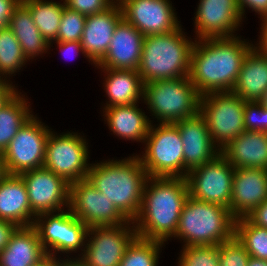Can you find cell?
<instances>
[{
    "mask_svg": "<svg viewBox=\"0 0 267 266\" xmlns=\"http://www.w3.org/2000/svg\"><path fill=\"white\" fill-rule=\"evenodd\" d=\"M136 237L134 223L130 220L118 226L90 227L81 258L88 266H119Z\"/></svg>",
    "mask_w": 267,
    "mask_h": 266,
    "instance_id": "cell-13",
    "label": "cell"
},
{
    "mask_svg": "<svg viewBox=\"0 0 267 266\" xmlns=\"http://www.w3.org/2000/svg\"><path fill=\"white\" fill-rule=\"evenodd\" d=\"M138 107L134 103L103 108L109 130L121 139L144 143L152 120Z\"/></svg>",
    "mask_w": 267,
    "mask_h": 266,
    "instance_id": "cell-24",
    "label": "cell"
},
{
    "mask_svg": "<svg viewBox=\"0 0 267 266\" xmlns=\"http://www.w3.org/2000/svg\"><path fill=\"white\" fill-rule=\"evenodd\" d=\"M18 227L13 222L0 219V252L6 248L11 236Z\"/></svg>",
    "mask_w": 267,
    "mask_h": 266,
    "instance_id": "cell-42",
    "label": "cell"
},
{
    "mask_svg": "<svg viewBox=\"0 0 267 266\" xmlns=\"http://www.w3.org/2000/svg\"><path fill=\"white\" fill-rule=\"evenodd\" d=\"M19 175L26 185L28 201L35 217L68 209L70 184L63 177L44 167Z\"/></svg>",
    "mask_w": 267,
    "mask_h": 266,
    "instance_id": "cell-15",
    "label": "cell"
},
{
    "mask_svg": "<svg viewBox=\"0 0 267 266\" xmlns=\"http://www.w3.org/2000/svg\"><path fill=\"white\" fill-rule=\"evenodd\" d=\"M60 266H88L81 257L73 258L71 259V257H67L66 258H61L60 259Z\"/></svg>",
    "mask_w": 267,
    "mask_h": 266,
    "instance_id": "cell-47",
    "label": "cell"
},
{
    "mask_svg": "<svg viewBox=\"0 0 267 266\" xmlns=\"http://www.w3.org/2000/svg\"><path fill=\"white\" fill-rule=\"evenodd\" d=\"M123 19L116 1L104 12L86 16L81 44L89 63L96 66L106 55L117 24Z\"/></svg>",
    "mask_w": 267,
    "mask_h": 266,
    "instance_id": "cell-21",
    "label": "cell"
},
{
    "mask_svg": "<svg viewBox=\"0 0 267 266\" xmlns=\"http://www.w3.org/2000/svg\"><path fill=\"white\" fill-rule=\"evenodd\" d=\"M174 124L180 131L183 143L184 178L191 170L212 161L221 153L200 113Z\"/></svg>",
    "mask_w": 267,
    "mask_h": 266,
    "instance_id": "cell-18",
    "label": "cell"
},
{
    "mask_svg": "<svg viewBox=\"0 0 267 266\" xmlns=\"http://www.w3.org/2000/svg\"><path fill=\"white\" fill-rule=\"evenodd\" d=\"M253 224L267 228V200L246 216Z\"/></svg>",
    "mask_w": 267,
    "mask_h": 266,
    "instance_id": "cell-41",
    "label": "cell"
},
{
    "mask_svg": "<svg viewBox=\"0 0 267 266\" xmlns=\"http://www.w3.org/2000/svg\"><path fill=\"white\" fill-rule=\"evenodd\" d=\"M18 92L13 82L0 79V108Z\"/></svg>",
    "mask_w": 267,
    "mask_h": 266,
    "instance_id": "cell-43",
    "label": "cell"
},
{
    "mask_svg": "<svg viewBox=\"0 0 267 266\" xmlns=\"http://www.w3.org/2000/svg\"><path fill=\"white\" fill-rule=\"evenodd\" d=\"M182 30L180 26L170 33L145 36L137 70L143 84L189 76L195 39L186 38Z\"/></svg>",
    "mask_w": 267,
    "mask_h": 266,
    "instance_id": "cell-4",
    "label": "cell"
},
{
    "mask_svg": "<svg viewBox=\"0 0 267 266\" xmlns=\"http://www.w3.org/2000/svg\"><path fill=\"white\" fill-rule=\"evenodd\" d=\"M259 33V43L257 42L255 47L267 57V20L262 21L261 30Z\"/></svg>",
    "mask_w": 267,
    "mask_h": 266,
    "instance_id": "cell-45",
    "label": "cell"
},
{
    "mask_svg": "<svg viewBox=\"0 0 267 266\" xmlns=\"http://www.w3.org/2000/svg\"><path fill=\"white\" fill-rule=\"evenodd\" d=\"M51 128L33 115L13 137L2 153L7 174H21L43 167L47 138Z\"/></svg>",
    "mask_w": 267,
    "mask_h": 266,
    "instance_id": "cell-11",
    "label": "cell"
},
{
    "mask_svg": "<svg viewBox=\"0 0 267 266\" xmlns=\"http://www.w3.org/2000/svg\"><path fill=\"white\" fill-rule=\"evenodd\" d=\"M247 266H267V260L257 259L250 256Z\"/></svg>",
    "mask_w": 267,
    "mask_h": 266,
    "instance_id": "cell-48",
    "label": "cell"
},
{
    "mask_svg": "<svg viewBox=\"0 0 267 266\" xmlns=\"http://www.w3.org/2000/svg\"><path fill=\"white\" fill-rule=\"evenodd\" d=\"M188 197L186 178L148 177L140 211L133 220L137 237L163 243L173 238Z\"/></svg>",
    "mask_w": 267,
    "mask_h": 266,
    "instance_id": "cell-2",
    "label": "cell"
},
{
    "mask_svg": "<svg viewBox=\"0 0 267 266\" xmlns=\"http://www.w3.org/2000/svg\"><path fill=\"white\" fill-rule=\"evenodd\" d=\"M6 174L5 169H4V164H3V157L2 154L0 153V180L2 177Z\"/></svg>",
    "mask_w": 267,
    "mask_h": 266,
    "instance_id": "cell-50",
    "label": "cell"
},
{
    "mask_svg": "<svg viewBox=\"0 0 267 266\" xmlns=\"http://www.w3.org/2000/svg\"><path fill=\"white\" fill-rule=\"evenodd\" d=\"M145 36L122 19L116 26L108 51L97 68L138 70Z\"/></svg>",
    "mask_w": 267,
    "mask_h": 266,
    "instance_id": "cell-20",
    "label": "cell"
},
{
    "mask_svg": "<svg viewBox=\"0 0 267 266\" xmlns=\"http://www.w3.org/2000/svg\"><path fill=\"white\" fill-rule=\"evenodd\" d=\"M17 92L0 108V153L10 144L20 128L33 116L28 99Z\"/></svg>",
    "mask_w": 267,
    "mask_h": 266,
    "instance_id": "cell-29",
    "label": "cell"
},
{
    "mask_svg": "<svg viewBox=\"0 0 267 266\" xmlns=\"http://www.w3.org/2000/svg\"><path fill=\"white\" fill-rule=\"evenodd\" d=\"M46 255L35 227H18L0 252V266H30Z\"/></svg>",
    "mask_w": 267,
    "mask_h": 266,
    "instance_id": "cell-25",
    "label": "cell"
},
{
    "mask_svg": "<svg viewBox=\"0 0 267 266\" xmlns=\"http://www.w3.org/2000/svg\"><path fill=\"white\" fill-rule=\"evenodd\" d=\"M142 99L152 119L157 118L158 123H176L199 113L201 95L187 76L143 84Z\"/></svg>",
    "mask_w": 267,
    "mask_h": 266,
    "instance_id": "cell-6",
    "label": "cell"
},
{
    "mask_svg": "<svg viewBox=\"0 0 267 266\" xmlns=\"http://www.w3.org/2000/svg\"><path fill=\"white\" fill-rule=\"evenodd\" d=\"M250 255L236 236L219 245V266H247Z\"/></svg>",
    "mask_w": 267,
    "mask_h": 266,
    "instance_id": "cell-36",
    "label": "cell"
},
{
    "mask_svg": "<svg viewBox=\"0 0 267 266\" xmlns=\"http://www.w3.org/2000/svg\"><path fill=\"white\" fill-rule=\"evenodd\" d=\"M85 23L86 16L65 6L55 41H81Z\"/></svg>",
    "mask_w": 267,
    "mask_h": 266,
    "instance_id": "cell-35",
    "label": "cell"
},
{
    "mask_svg": "<svg viewBox=\"0 0 267 266\" xmlns=\"http://www.w3.org/2000/svg\"><path fill=\"white\" fill-rule=\"evenodd\" d=\"M21 2L30 10L35 25L49 43V48H51L54 44L53 41L57 39L65 7L64 0L60 2L52 0H22Z\"/></svg>",
    "mask_w": 267,
    "mask_h": 266,
    "instance_id": "cell-30",
    "label": "cell"
},
{
    "mask_svg": "<svg viewBox=\"0 0 267 266\" xmlns=\"http://www.w3.org/2000/svg\"><path fill=\"white\" fill-rule=\"evenodd\" d=\"M125 21L144 36L170 33L181 24L170 0H117Z\"/></svg>",
    "mask_w": 267,
    "mask_h": 266,
    "instance_id": "cell-16",
    "label": "cell"
},
{
    "mask_svg": "<svg viewBox=\"0 0 267 266\" xmlns=\"http://www.w3.org/2000/svg\"><path fill=\"white\" fill-rule=\"evenodd\" d=\"M241 15L244 18L245 8H250L260 15V21L267 20V0H237Z\"/></svg>",
    "mask_w": 267,
    "mask_h": 266,
    "instance_id": "cell-39",
    "label": "cell"
},
{
    "mask_svg": "<svg viewBox=\"0 0 267 266\" xmlns=\"http://www.w3.org/2000/svg\"><path fill=\"white\" fill-rule=\"evenodd\" d=\"M195 14L196 40L236 37L243 17L237 0H199ZM241 22V23H240Z\"/></svg>",
    "mask_w": 267,
    "mask_h": 266,
    "instance_id": "cell-17",
    "label": "cell"
},
{
    "mask_svg": "<svg viewBox=\"0 0 267 266\" xmlns=\"http://www.w3.org/2000/svg\"><path fill=\"white\" fill-rule=\"evenodd\" d=\"M99 69L104 73L103 86L109 100L103 108L140 103L143 100V82L137 70Z\"/></svg>",
    "mask_w": 267,
    "mask_h": 266,
    "instance_id": "cell-27",
    "label": "cell"
},
{
    "mask_svg": "<svg viewBox=\"0 0 267 266\" xmlns=\"http://www.w3.org/2000/svg\"><path fill=\"white\" fill-rule=\"evenodd\" d=\"M244 127L248 131L267 133V109L258 102L246 101L244 107Z\"/></svg>",
    "mask_w": 267,
    "mask_h": 266,
    "instance_id": "cell-37",
    "label": "cell"
},
{
    "mask_svg": "<svg viewBox=\"0 0 267 266\" xmlns=\"http://www.w3.org/2000/svg\"><path fill=\"white\" fill-rule=\"evenodd\" d=\"M234 167L220 153L186 175L189 196L230 209Z\"/></svg>",
    "mask_w": 267,
    "mask_h": 266,
    "instance_id": "cell-12",
    "label": "cell"
},
{
    "mask_svg": "<svg viewBox=\"0 0 267 266\" xmlns=\"http://www.w3.org/2000/svg\"><path fill=\"white\" fill-rule=\"evenodd\" d=\"M80 135L77 132L57 135L51 131L47 138L43 167L63 177L69 184L87 179L91 165L87 139Z\"/></svg>",
    "mask_w": 267,
    "mask_h": 266,
    "instance_id": "cell-10",
    "label": "cell"
},
{
    "mask_svg": "<svg viewBox=\"0 0 267 266\" xmlns=\"http://www.w3.org/2000/svg\"><path fill=\"white\" fill-rule=\"evenodd\" d=\"M54 42L57 44L58 46L57 48L60 49L59 51L62 52V55L64 54L63 56L67 55L68 57V55L71 56L72 54L78 55L79 52H82L83 56L86 57L80 41H71V42L54 41Z\"/></svg>",
    "mask_w": 267,
    "mask_h": 266,
    "instance_id": "cell-44",
    "label": "cell"
},
{
    "mask_svg": "<svg viewBox=\"0 0 267 266\" xmlns=\"http://www.w3.org/2000/svg\"><path fill=\"white\" fill-rule=\"evenodd\" d=\"M60 258L54 257L52 255L47 254L43 259H41L36 264L30 266H60Z\"/></svg>",
    "mask_w": 267,
    "mask_h": 266,
    "instance_id": "cell-46",
    "label": "cell"
},
{
    "mask_svg": "<svg viewBox=\"0 0 267 266\" xmlns=\"http://www.w3.org/2000/svg\"><path fill=\"white\" fill-rule=\"evenodd\" d=\"M267 91V57L255 46L246 54L232 92L257 102Z\"/></svg>",
    "mask_w": 267,
    "mask_h": 266,
    "instance_id": "cell-26",
    "label": "cell"
},
{
    "mask_svg": "<svg viewBox=\"0 0 267 266\" xmlns=\"http://www.w3.org/2000/svg\"><path fill=\"white\" fill-rule=\"evenodd\" d=\"M178 266H219V245L183 246Z\"/></svg>",
    "mask_w": 267,
    "mask_h": 266,
    "instance_id": "cell-34",
    "label": "cell"
},
{
    "mask_svg": "<svg viewBox=\"0 0 267 266\" xmlns=\"http://www.w3.org/2000/svg\"><path fill=\"white\" fill-rule=\"evenodd\" d=\"M117 0H64L65 6L84 16L104 12Z\"/></svg>",
    "mask_w": 267,
    "mask_h": 266,
    "instance_id": "cell-38",
    "label": "cell"
},
{
    "mask_svg": "<svg viewBox=\"0 0 267 266\" xmlns=\"http://www.w3.org/2000/svg\"><path fill=\"white\" fill-rule=\"evenodd\" d=\"M8 27L21 45L27 61L47 53L50 49L49 43L35 25L30 10L22 2L14 9Z\"/></svg>",
    "mask_w": 267,
    "mask_h": 266,
    "instance_id": "cell-28",
    "label": "cell"
},
{
    "mask_svg": "<svg viewBox=\"0 0 267 266\" xmlns=\"http://www.w3.org/2000/svg\"><path fill=\"white\" fill-rule=\"evenodd\" d=\"M67 210L38 215L35 217L33 226L47 254L59 257L61 253H66L65 257L68 258V254L81 250V254L78 255L81 257L89 227L69 209Z\"/></svg>",
    "mask_w": 267,
    "mask_h": 266,
    "instance_id": "cell-9",
    "label": "cell"
},
{
    "mask_svg": "<svg viewBox=\"0 0 267 266\" xmlns=\"http://www.w3.org/2000/svg\"><path fill=\"white\" fill-rule=\"evenodd\" d=\"M245 102L232 91L201 96L199 113L204 117L209 134L220 151L246 130Z\"/></svg>",
    "mask_w": 267,
    "mask_h": 266,
    "instance_id": "cell-8",
    "label": "cell"
},
{
    "mask_svg": "<svg viewBox=\"0 0 267 266\" xmlns=\"http://www.w3.org/2000/svg\"><path fill=\"white\" fill-rule=\"evenodd\" d=\"M235 221L228 208L189 196L173 238L183 241V246L220 245L235 236Z\"/></svg>",
    "mask_w": 267,
    "mask_h": 266,
    "instance_id": "cell-5",
    "label": "cell"
},
{
    "mask_svg": "<svg viewBox=\"0 0 267 266\" xmlns=\"http://www.w3.org/2000/svg\"><path fill=\"white\" fill-rule=\"evenodd\" d=\"M122 160L91 163L87 180L109 199L130 221L141 208L143 189L148 178L138 155Z\"/></svg>",
    "mask_w": 267,
    "mask_h": 266,
    "instance_id": "cell-3",
    "label": "cell"
},
{
    "mask_svg": "<svg viewBox=\"0 0 267 266\" xmlns=\"http://www.w3.org/2000/svg\"><path fill=\"white\" fill-rule=\"evenodd\" d=\"M235 236L251 257L267 260V228L253 224L247 217L235 221Z\"/></svg>",
    "mask_w": 267,
    "mask_h": 266,
    "instance_id": "cell-32",
    "label": "cell"
},
{
    "mask_svg": "<svg viewBox=\"0 0 267 266\" xmlns=\"http://www.w3.org/2000/svg\"><path fill=\"white\" fill-rule=\"evenodd\" d=\"M144 145L145 150L138 157L148 177L184 178L183 143L174 123L152 122Z\"/></svg>",
    "mask_w": 267,
    "mask_h": 266,
    "instance_id": "cell-7",
    "label": "cell"
},
{
    "mask_svg": "<svg viewBox=\"0 0 267 266\" xmlns=\"http://www.w3.org/2000/svg\"><path fill=\"white\" fill-rule=\"evenodd\" d=\"M239 37L195 39L189 78L201 96L234 88L244 58L255 46Z\"/></svg>",
    "mask_w": 267,
    "mask_h": 266,
    "instance_id": "cell-1",
    "label": "cell"
},
{
    "mask_svg": "<svg viewBox=\"0 0 267 266\" xmlns=\"http://www.w3.org/2000/svg\"><path fill=\"white\" fill-rule=\"evenodd\" d=\"M267 200V170L234 168L230 211L238 219L249 215Z\"/></svg>",
    "mask_w": 267,
    "mask_h": 266,
    "instance_id": "cell-19",
    "label": "cell"
},
{
    "mask_svg": "<svg viewBox=\"0 0 267 266\" xmlns=\"http://www.w3.org/2000/svg\"><path fill=\"white\" fill-rule=\"evenodd\" d=\"M165 243L136 237L127 247L119 266H158Z\"/></svg>",
    "mask_w": 267,
    "mask_h": 266,
    "instance_id": "cell-33",
    "label": "cell"
},
{
    "mask_svg": "<svg viewBox=\"0 0 267 266\" xmlns=\"http://www.w3.org/2000/svg\"><path fill=\"white\" fill-rule=\"evenodd\" d=\"M262 107L267 109V91L262 95V97L257 101Z\"/></svg>",
    "mask_w": 267,
    "mask_h": 266,
    "instance_id": "cell-49",
    "label": "cell"
},
{
    "mask_svg": "<svg viewBox=\"0 0 267 266\" xmlns=\"http://www.w3.org/2000/svg\"><path fill=\"white\" fill-rule=\"evenodd\" d=\"M26 62L28 61L12 30L8 26L0 28V79L7 80L9 77L10 81V76L20 72Z\"/></svg>",
    "mask_w": 267,
    "mask_h": 266,
    "instance_id": "cell-31",
    "label": "cell"
},
{
    "mask_svg": "<svg viewBox=\"0 0 267 266\" xmlns=\"http://www.w3.org/2000/svg\"><path fill=\"white\" fill-rule=\"evenodd\" d=\"M68 209L89 228L118 226L129 221L87 179L70 183Z\"/></svg>",
    "mask_w": 267,
    "mask_h": 266,
    "instance_id": "cell-14",
    "label": "cell"
},
{
    "mask_svg": "<svg viewBox=\"0 0 267 266\" xmlns=\"http://www.w3.org/2000/svg\"><path fill=\"white\" fill-rule=\"evenodd\" d=\"M22 0H0V28L8 26L14 9Z\"/></svg>",
    "mask_w": 267,
    "mask_h": 266,
    "instance_id": "cell-40",
    "label": "cell"
},
{
    "mask_svg": "<svg viewBox=\"0 0 267 266\" xmlns=\"http://www.w3.org/2000/svg\"><path fill=\"white\" fill-rule=\"evenodd\" d=\"M0 219L19 227L34 224L26 185L18 174H5L0 180Z\"/></svg>",
    "mask_w": 267,
    "mask_h": 266,
    "instance_id": "cell-22",
    "label": "cell"
},
{
    "mask_svg": "<svg viewBox=\"0 0 267 266\" xmlns=\"http://www.w3.org/2000/svg\"><path fill=\"white\" fill-rule=\"evenodd\" d=\"M221 154L234 168L267 170V133L245 130L231 140Z\"/></svg>",
    "mask_w": 267,
    "mask_h": 266,
    "instance_id": "cell-23",
    "label": "cell"
}]
</instances>
